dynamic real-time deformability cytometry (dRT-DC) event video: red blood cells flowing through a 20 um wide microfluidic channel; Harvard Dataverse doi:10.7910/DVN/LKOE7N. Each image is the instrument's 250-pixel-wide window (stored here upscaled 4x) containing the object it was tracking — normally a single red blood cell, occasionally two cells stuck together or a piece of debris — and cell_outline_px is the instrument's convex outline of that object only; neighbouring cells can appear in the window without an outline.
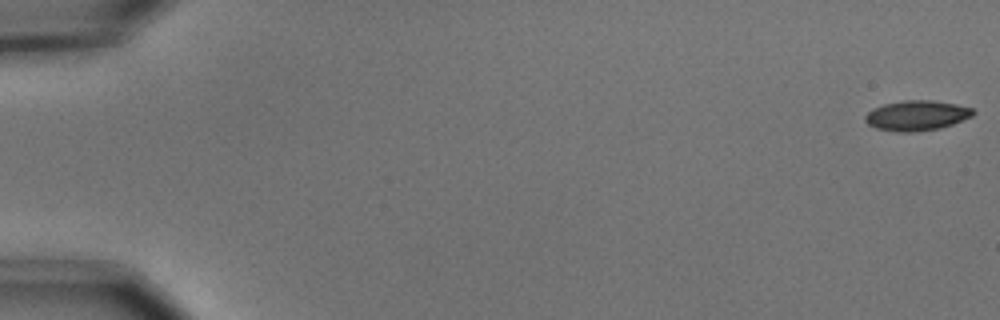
{"species": "common noctule bat (a hibernating species)", "species_latin": "Nyctalus noctula", "temperature_condition": "cold", "stored_images_in_passage": 55, "camera_frame_rate_fps": 3000, "um_per_image_px": 0.085, "animal": {"sex": "male", "body_mass_g": 15.6}, "frame": {"image": 1, "passage_image": 1, "time_ms": 0.0, "image_size_px": [1000, 320], "cell_outline_px": [[976, 112], [972, 116], [952, 124], [940, 128], [912, 132], [900, 132], [876, 128], [868, 124], [864, 120], [864, 116], [872, 108], [884, 104], [904, 100], [932, 100], [956, 104], [972, 108]], "centroid_in_image_um": [77.91, 9.81], "position_along_channel_um": 7.1, "area_um2": 18.9}}
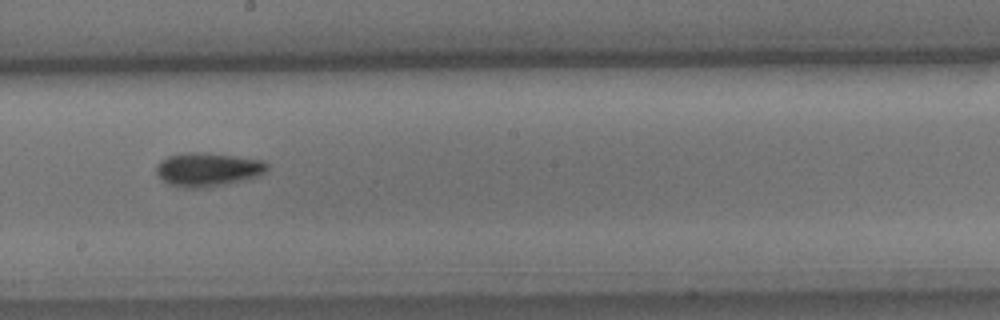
{"frame": {"image": 2, "passage_image": 32, "time_ms": 10.333, "image_size_px": [1000, 320], "cell_outline_px": [[268, 168], [264, 172], [256, 176], [244, 180], [208, 188], [184, 188], [168, 184], [156, 172], [156, 164], [160, 160], [168, 156], [188, 152], [208, 152], [264, 160], [268, 164]], "centroid_in_image_um": [17.66, 14.4], "position_along_channel_um": 230.5, "area_um2": 21.96}}
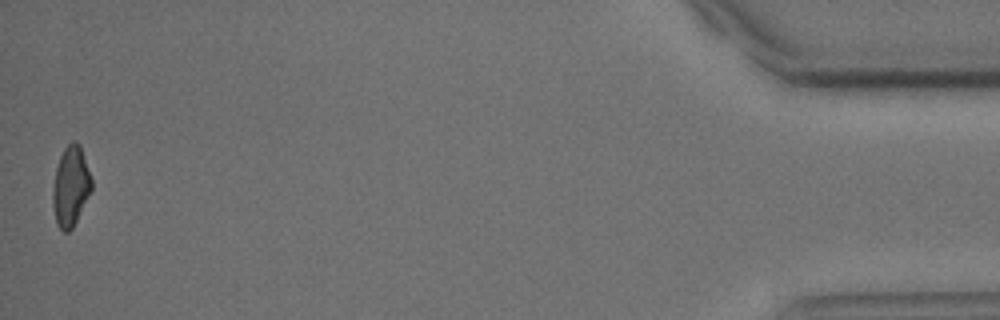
{"frame": {"image": 3, "passage_image": 55, "time_ms": 18.0, "image_size_px": [1000, 320], "cell_outline_px": [[92, 188], [72, 228], [68, 232], [64, 232], [56, 224], [52, 204], [52, 188], [56, 168], [60, 156], [64, 148], [72, 140], [76, 140], [80, 144], [92, 180]], "centroid_in_image_um": [5.99, 15.81], "position_along_channel_um": 429.2, "area_um2": 18.03}, "authors_computed_cell_mechanics": {"area_um2": 19.363, "velocity_mm_per_s": 3.6962, "shape_relaxation_time_tau1_ms": 5.4355, "shape_relaxation_time_tau2_ms": null, "deformation_change_tau1": 0.1181, "deformation_change_tau2": null}}